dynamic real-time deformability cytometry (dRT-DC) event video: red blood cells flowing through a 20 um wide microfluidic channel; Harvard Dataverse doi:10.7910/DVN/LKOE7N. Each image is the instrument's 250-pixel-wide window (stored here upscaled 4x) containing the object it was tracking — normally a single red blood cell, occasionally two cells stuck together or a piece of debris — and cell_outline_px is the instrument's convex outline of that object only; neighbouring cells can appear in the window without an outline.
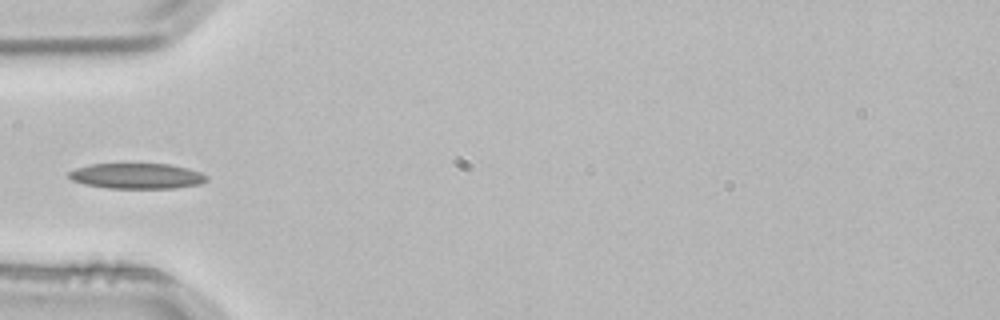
{"species": "common noctule bat (a hibernating species)", "species_latin": "Nyctalus noctula", "temperature_condition": "room temperature", "stored_images_in_passage": 3, "camera_frame_rate_fps": 3000, "um_per_image_px": 0.085, "animal": {"sex": "male", "body_mass_g": 21.5, "forearm_length_mm": 52.0}, "frame": {"image": 1, "passage_image": 3, "time_ms": 0.667, "image_size_px": [1000, 320], "cell_outline_px": [[208, 180], [200, 184], [172, 188], [108, 188], [84, 184], [72, 180], [68, 176], [68, 172], [76, 168], [92, 164], [168, 164], [188, 168], [200, 172], [208, 176]], "centroid_in_image_um": [11.64, 14.96], "position_along_channel_um": 73.4, "area_um2": 20.4}}